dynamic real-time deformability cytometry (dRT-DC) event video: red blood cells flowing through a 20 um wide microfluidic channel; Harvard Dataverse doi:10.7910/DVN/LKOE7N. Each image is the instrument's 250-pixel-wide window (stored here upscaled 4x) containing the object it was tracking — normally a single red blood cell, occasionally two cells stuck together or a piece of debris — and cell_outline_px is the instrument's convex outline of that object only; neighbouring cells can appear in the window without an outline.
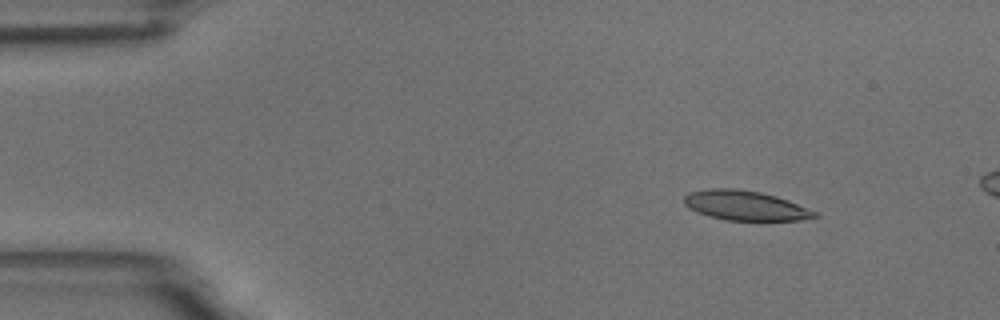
{"species": "common noctule bat (a hibernating species)", "species_latin": "Nyctalus noctula", "temperature_condition": "room temperature", "stored_images_in_passage": 5, "segment_of_instrument_passage": [1, 2], "camera_frame_rate_fps": 3000, "um_per_image_px": 0.085, "animal": {"sex": "male", "body_mass_g": 18.8}, "frame": {"image": 1, "passage_image": 2, "time_ms": 1.333, "image_size_px": [1000, 320], "cell_outline_px": [[820, 216], [800, 220], [724, 220], [708, 216], [684, 204], [684, 196], [688, 192], [708, 188], [736, 188], [760, 192], [776, 196], [788, 200], [816, 212]], "centroid_in_image_um": [63.33, 17.46], "position_along_channel_um": 21.7, "area_um2": 22.43}}